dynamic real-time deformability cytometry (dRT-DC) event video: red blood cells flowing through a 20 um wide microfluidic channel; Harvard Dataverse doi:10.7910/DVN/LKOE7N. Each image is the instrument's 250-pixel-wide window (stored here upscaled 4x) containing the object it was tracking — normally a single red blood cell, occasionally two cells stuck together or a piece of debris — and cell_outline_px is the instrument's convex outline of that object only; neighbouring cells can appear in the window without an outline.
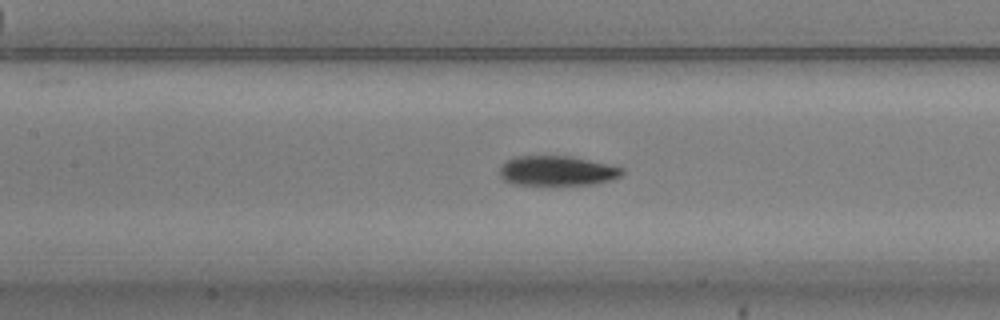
{"species": "common noctule bat (a hibernating species)", "species_latin": "Nyctalus noctula", "temperature_condition": "warm", "stored_images_in_passage": 54, "camera_frame_rate_fps": 3000, "um_per_image_px": 0.085, "animal": {"sex": "male", "body_mass_g": 20.5, "forearm_length_mm": 52.5}, "frame": {"image": 1, "passage_image": 24, "time_ms": 7.667, "image_size_px": [1000, 320], "cell_outline_px": [[624, 172], [620, 176], [608, 180], [592, 184], [552, 188], [512, 184], [504, 180], [500, 176], [500, 168], [508, 160], [516, 156], [572, 156], [624, 168]], "centroid_in_image_um": [47.32, 14.57], "position_along_channel_um": 160.1, "area_um2": 22.08}}
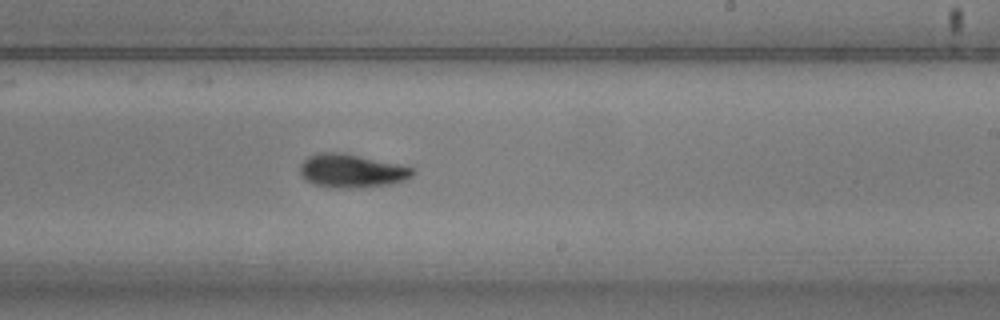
{"frame": {"image": 2, "passage_image": 32, "time_ms": 10.333, "image_size_px": [1000, 320], "cell_outline_px": [[416, 172], [412, 176], [404, 180], [392, 184], [364, 188], [332, 188], [312, 184], [304, 180], [300, 172], [300, 164], [308, 156], [320, 152], [340, 152], [360, 156], [396, 164], [412, 168]], "centroid_in_image_um": [29.85, 14.54], "position_along_channel_um": 259.2, "area_um2": 22.14}}
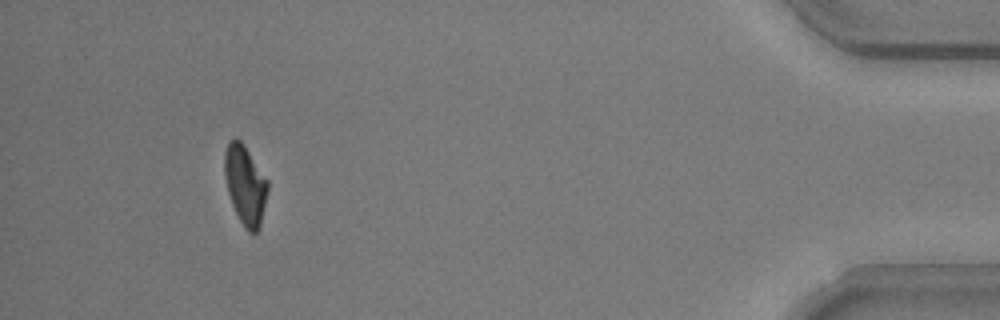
{"frame": {"image": 3, "passage_image": 50, "time_ms": 16.333, "image_size_px": [1000, 320], "cell_outline_px": [[268, 188], [260, 228], [256, 232], [248, 232], [244, 228], [232, 204], [228, 192], [224, 176], [224, 152], [228, 140], [236, 136], [244, 144], [268, 180]], "centroid_in_image_um": [20.83, 15.68], "position_along_channel_um": 414.4, "area_um2": 20.11}, "authors_computed_cell_mechanics": {"area_um2": 20.8947, "velocity_mm_per_s": 3.7258, "shape_relaxation_time_tau1_ms": 3.1704, "shape_relaxation_time_tau2_ms": 5.337, "deformation_change_tau1": 0.1573, "deformation_change_tau2": 0.101}}